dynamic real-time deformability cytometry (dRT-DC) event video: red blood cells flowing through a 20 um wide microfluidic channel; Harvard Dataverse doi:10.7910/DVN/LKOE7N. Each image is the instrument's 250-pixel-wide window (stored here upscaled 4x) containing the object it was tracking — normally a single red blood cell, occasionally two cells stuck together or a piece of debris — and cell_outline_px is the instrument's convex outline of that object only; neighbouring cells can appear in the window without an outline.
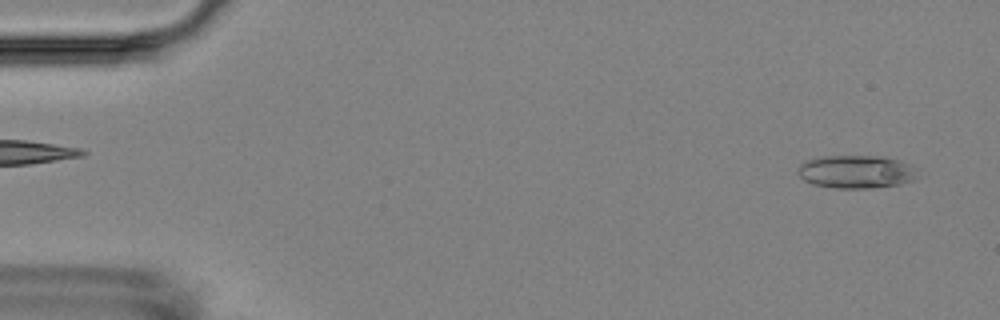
{"species": "Egyptian fruit bat (a non-hibernating species)", "species_latin": "Rousettus aegyptiacus", "temperature_condition": "room temperature", "stored_images_in_passage": 6, "segment_of_instrument_passage": [2, 2], "camera_frame_rate_fps": 3000, "um_per_image_px": 0.085, "animal": {"sex": "female"}, "frame": {"image": 1, "passage_image": 6, "time_ms": 6.0, "image_size_px": [1000, 320], "cell_outline_px": [[924, 176], [916, 180], [900, 184], [872, 188], [836, 188], [812, 184], [804, 180], [800, 176], [800, 164], [808, 160], [824, 156], [888, 156], [912, 164]], "centroid_in_image_um": [72.93, 14.6], "position_along_channel_um": 12.1, "area_um2": 23.52}}